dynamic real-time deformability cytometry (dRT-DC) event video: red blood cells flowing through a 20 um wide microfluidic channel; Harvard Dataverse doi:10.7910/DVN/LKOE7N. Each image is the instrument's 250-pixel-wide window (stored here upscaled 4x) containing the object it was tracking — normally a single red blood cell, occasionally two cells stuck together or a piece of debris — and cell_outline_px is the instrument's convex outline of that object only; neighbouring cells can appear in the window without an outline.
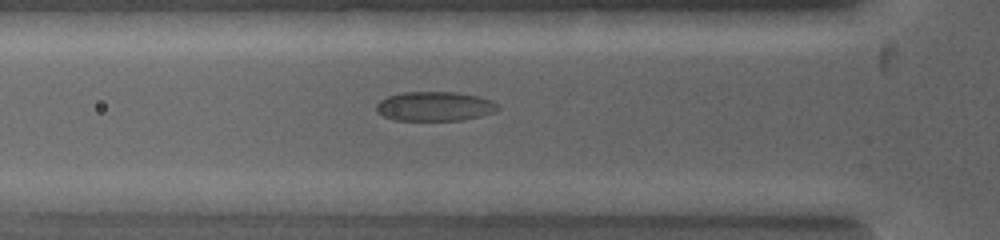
{"species": "common noctule bat (a hibernating species)", "species_latin": "Nyctalus noctula", "temperature_condition": "warm", "stored_images_in_passage": 11, "camera_frame_rate_fps": 5000, "um_per_image_px": 0.085, "animal": {"sex": "female", "body_mass_g": 19.0, "forearm_length_mm": 53.3}, "frame": {"image": 1, "passage_image": 6, "time_ms": 1.2, "image_size_px": [1000, 240], "cell_outline_px": [[500, 108], [496, 112], [464, 120], [396, 120], [384, 116], [376, 112], [376, 104], [380, 100], [388, 96], [404, 92], [456, 92], [476, 96], [492, 100]], "centroid_in_image_um": [36.95, 9.04], "position_along_channel_um": 88.8, "area_um2": 20.81}}
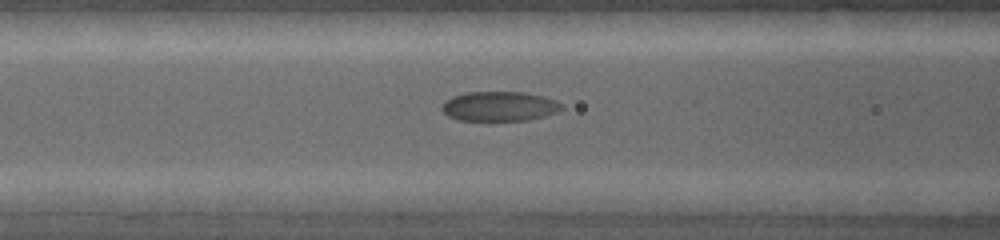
{"frame": {"image": 2, "passage_image": 9, "time_ms": 1.8, "image_size_px": [1000, 240], "cell_outline_px": [[564, 108], [556, 112], [544, 116], [528, 120], [456, 120], [448, 116], [444, 112], [444, 104], [452, 96], [468, 92], [520, 92], [540, 96], [552, 100], [560, 104]], "centroid_in_image_um": [42.44, 9.04], "position_along_channel_um": 124.2, "area_um2": 20.17}}